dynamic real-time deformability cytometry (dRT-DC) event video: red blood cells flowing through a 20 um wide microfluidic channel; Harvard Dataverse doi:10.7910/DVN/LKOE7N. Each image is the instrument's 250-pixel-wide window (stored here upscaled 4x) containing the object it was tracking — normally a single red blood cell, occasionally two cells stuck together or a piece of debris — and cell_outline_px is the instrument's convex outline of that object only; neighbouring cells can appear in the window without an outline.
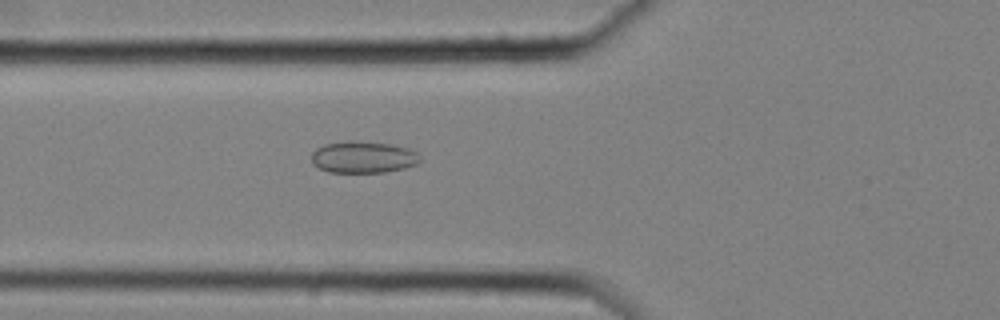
{"species": "common noctule bat (a hibernating species)", "species_latin": "Nyctalus noctula", "temperature_condition": "cold", "stored_images_in_passage": 58, "camera_frame_rate_fps": 3000, "um_per_image_px": 0.085, "animal": {"sex": "female", "body_mass_g": 25.1}, "frame": {"image": 1, "passage_image": 23, "time_ms": 7.333, "image_size_px": [1000, 320], "cell_outline_px": [[420, 160], [416, 164], [404, 168], [384, 172], [328, 172], [312, 164], [312, 152], [316, 148], [324, 144], [348, 140], [392, 144], [408, 148], [416, 152], [420, 156]], "centroid_in_image_um": [30.85, 13.35], "position_along_channel_um": 94.9, "area_um2": 20.11}}
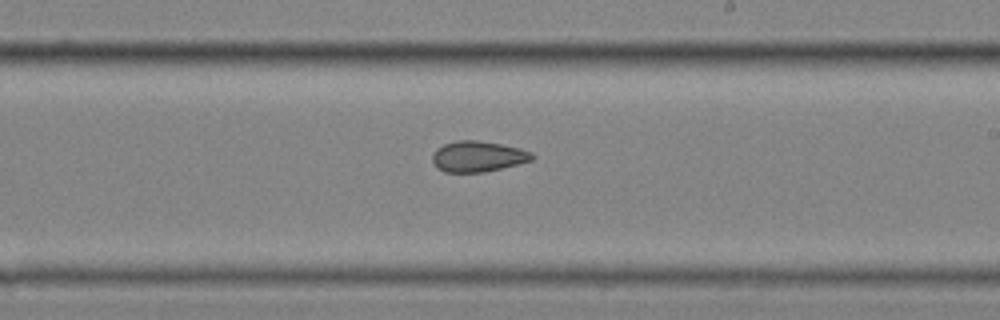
{"frame": {"image": 2, "passage_image": 36, "time_ms": 11.667, "image_size_px": [1000, 320], "cell_outline_px": [[536, 156], [532, 160], [484, 172], [444, 172], [436, 168], [432, 160], [432, 152], [436, 148], [444, 144], [456, 140], [476, 140], [500, 144], [520, 148], [532, 152]], "centroid_in_image_um": [40.58, 13.29], "position_along_channel_um": 248.4, "area_um2": 17.92}}
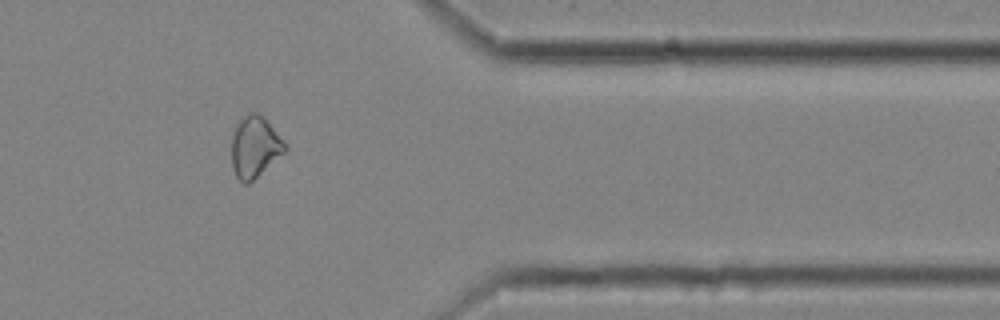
{"frame": {"image": 3, "passage_image": 49, "time_ms": 16.0, "image_size_px": [1000, 320], "cell_outline_px": [[288, 148], [284, 152], [248, 184], [244, 184], [236, 176], [232, 168], [232, 136], [236, 124], [248, 112], [256, 112], [264, 116]], "centroid_in_image_um": [21.63, 12.47], "position_along_channel_um": 389.8, "area_um2": 18.79}}